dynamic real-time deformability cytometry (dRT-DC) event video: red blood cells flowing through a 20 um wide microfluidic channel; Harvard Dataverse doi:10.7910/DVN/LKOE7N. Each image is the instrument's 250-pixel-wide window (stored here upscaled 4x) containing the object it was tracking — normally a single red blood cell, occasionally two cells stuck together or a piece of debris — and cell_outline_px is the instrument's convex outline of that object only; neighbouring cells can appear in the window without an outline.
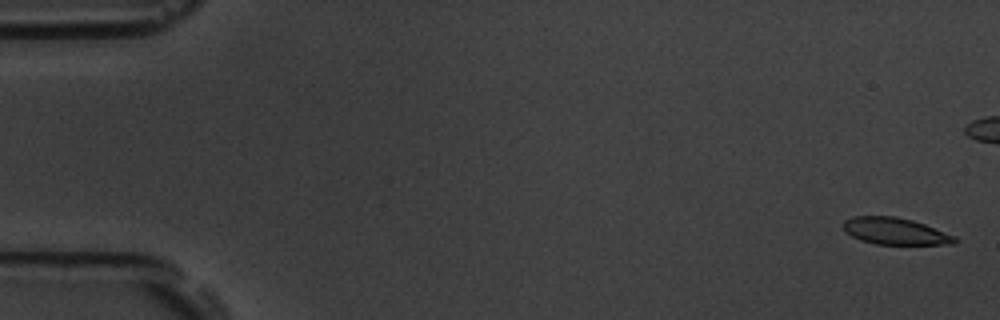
{"species": "common noctule bat (a hibernating species)", "species_latin": "Nyctalus noctula", "temperature_condition": "room temperature", "stored_images_in_passage": 6, "camera_frame_rate_fps": 3000, "um_per_image_px": 0.085, "animal": {"sex": "male", "body_mass_g": 19.5, "forearm_length_mm": 54.6}, "frame": {"image": 1, "passage_image": 1, "time_ms": 0.0, "image_size_px": [1000, 320], "cell_outline_px": [[956, 244], [876, 244], [860, 240], [844, 232], [844, 220], [852, 216], [896, 216], [912, 220], [924, 224], [956, 236]], "centroid_in_image_um": [76.07, 19.65], "position_along_channel_um": 8.9, "area_um2": 17.4}}